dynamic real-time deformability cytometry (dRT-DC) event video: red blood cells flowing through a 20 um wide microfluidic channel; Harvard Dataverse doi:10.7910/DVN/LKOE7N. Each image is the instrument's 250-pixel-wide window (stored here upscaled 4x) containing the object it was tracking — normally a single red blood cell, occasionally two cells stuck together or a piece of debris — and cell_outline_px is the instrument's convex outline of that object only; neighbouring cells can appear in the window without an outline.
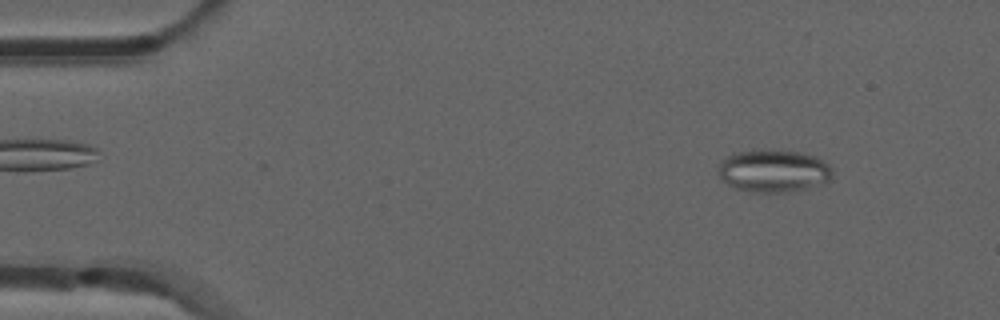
{"species": "common noctule bat (a hibernating species)", "species_latin": "Nyctalus noctula", "temperature_condition": "room temperature", "stored_images_in_passage": 51, "camera_frame_rate_fps": 3000, "um_per_image_px": 0.085, "animal": {"sex": "male", "forearm_length_mm": 52.5}, "frame": {"image": 1, "passage_image": 5, "time_ms": 1.333, "image_size_px": [1000, 320], "cell_outline_px": [[832, 176], [828, 180], [804, 188], [788, 192], [752, 192], [736, 188], [728, 184], [720, 176], [720, 164], [728, 156], [736, 152], [800, 152], [816, 156], [828, 164], [832, 168]], "centroid_in_image_um": [65.78, 14.55], "position_along_channel_um": 19.2, "area_um2": 27.17}}
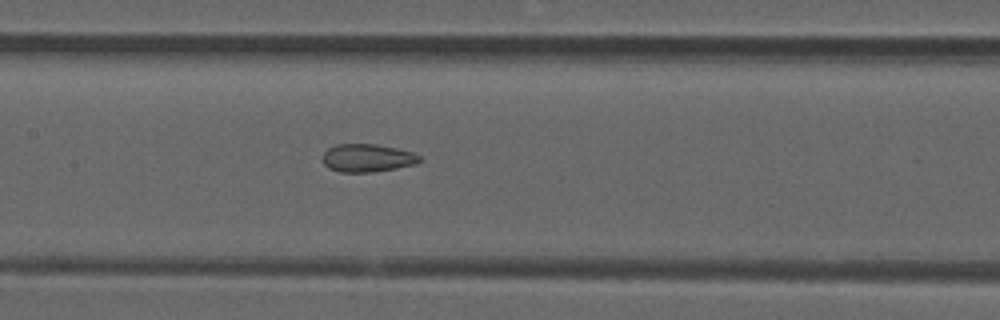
{"frame": {"image": 2, "passage_image": 24, "time_ms": 7.667, "image_size_px": [1000, 320], "cell_outline_px": [[420, 160], [416, 164], [396, 168], [372, 172], [340, 172], [328, 168], [324, 164], [320, 156], [328, 148], [336, 144], [376, 144], [396, 148], [412, 152], [420, 156]], "centroid_in_image_um": [31.17, 13.43], "position_along_channel_um": 176.2, "area_um2": 15.9}}
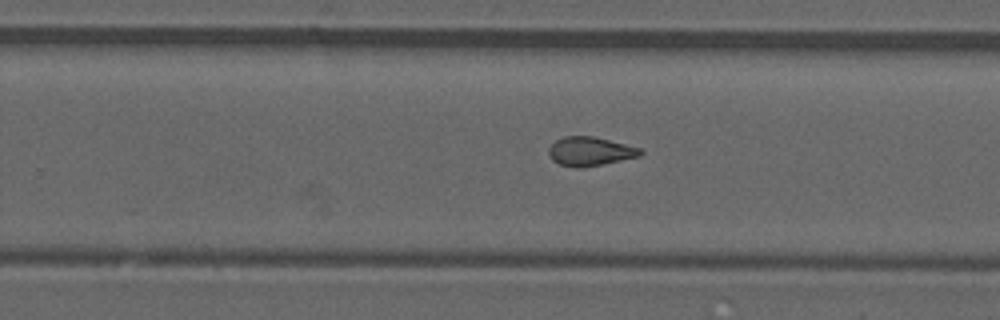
{"frame": {"image": 3, "passage_image": 32, "time_ms": 10.333, "image_size_px": [1000, 320], "cell_outline_px": [[644, 152], [640, 156], [584, 168], [576, 168], [560, 164], [552, 160], [548, 156], [548, 148], [556, 140], [564, 136], [592, 136], [640, 148]], "centroid_in_image_um": [50.12, 12.88], "position_along_channel_um": 279.7, "area_um2": 15.43}, "authors_computed_cell_mechanics": {"area_um2": 16.0684, "velocity_mm_per_s": 3.8924, "shape_relaxation_time_tau1_ms": null, "shape_relaxation_time_tau2_ms": 1.7226, "deformation_change_tau1": null, "deformation_change_tau2": 0.0836}}